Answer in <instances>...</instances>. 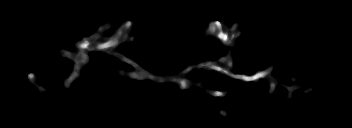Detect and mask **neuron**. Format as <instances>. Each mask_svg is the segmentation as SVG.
Returning a JSON list of instances; mask_svg holds the SVG:
<instances>
[{
    "mask_svg": "<svg viewBox=\"0 0 352 128\" xmlns=\"http://www.w3.org/2000/svg\"><path fill=\"white\" fill-rule=\"evenodd\" d=\"M133 26L132 21H125L121 27L116 29V32L109 38V39H104V35L102 34L103 30L109 29L110 24L100 26L97 30V32L89 37H84L83 40H80L75 48L78 49V52L75 54L74 52L68 51L66 49H62L59 51L58 55H60L63 58H68L71 59L75 62V66L73 69V72L69 76V78L66 80L65 83V88H68L70 83L76 78L77 76H80L79 78H84L86 79V76L83 74L79 73V68L80 65L83 63L86 64L89 60V56L87 55L86 51H103L106 54L109 55H114L117 56L120 60L127 62L128 64L132 65L136 70L130 71V72H125L123 70L119 71V74L124 76V77H129L132 79H138L142 80L144 78L147 79H152L154 82H167V83H179V88L180 89H187L188 87L191 86L190 83H188L182 76H184L185 73L189 72L190 70L196 69V68H206L209 70L217 71L219 73H223L231 78L234 79H239L243 83L245 82H253L257 81L261 78L267 77L269 79V85L270 89L268 93H275L276 87L282 86L286 88L287 90L290 91L291 93L294 92H299L300 90H303V86L301 83L296 84L295 86H288L285 85L273 77H271L270 73L275 70V67L270 65L268 66L265 70L263 71H256V73L252 76H247L244 74H236L232 71L233 69V62L234 60H239L237 58H231L228 59V56L224 57L222 56L218 63L213 64L211 60H207L202 63L198 64H193L189 67H187L181 74L180 77L175 76L172 74V76L167 77L164 76L163 79H159L155 75L148 73L146 70L142 69L138 64H136L134 61L126 58L122 53L120 52H113V50L121 45L124 41L128 40V42L132 43L135 37H129V32L131 30V27ZM207 34L211 36L217 37L225 46L228 48L233 46V43L235 39L240 36V32L238 31V25L234 24L232 27L224 28V25L220 21H211L208 23V29H207ZM223 63H226L228 68L226 69L225 67L222 66ZM28 79L30 82H33L35 79V74L29 73L27 75ZM35 87L38 89V94L42 95L43 91H45V88L41 87L40 85L36 84ZM311 91V88L303 90V92H308ZM207 94H210L212 96H217V97H223L227 94H229V91L224 90L221 92L218 91H213V90H208ZM221 115L227 117L228 113L226 111H221Z\"/></svg>",
    "mask_w": 352,
    "mask_h": 128,
    "instance_id": "neuron-1",
    "label": "neuron"
}]
</instances>
